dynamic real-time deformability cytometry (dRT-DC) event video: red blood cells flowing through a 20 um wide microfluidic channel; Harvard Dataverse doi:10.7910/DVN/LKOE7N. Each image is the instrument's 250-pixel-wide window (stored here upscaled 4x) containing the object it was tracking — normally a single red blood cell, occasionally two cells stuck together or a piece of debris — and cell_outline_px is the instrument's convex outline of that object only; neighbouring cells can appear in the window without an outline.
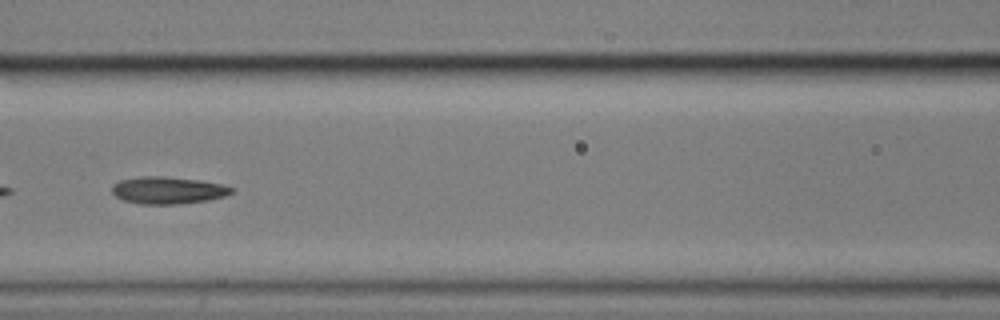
{"species": "common noctule bat (a hibernating species)", "species_latin": "Nyctalus noctula", "temperature_condition": "cold", "stored_images_in_passage": 55, "camera_frame_rate_fps": 3000, "um_per_image_px": 0.085, "animal": {"sex": "male", "body_mass_g": 17.9}, "frame": {"image": 1, "passage_image": 25, "time_ms": 8.0, "image_size_px": [1000, 320], "cell_outline_px": [[236, 188], [232, 192], [224, 196], [208, 200], [180, 204], [140, 204], [124, 200], [116, 196], [112, 192], [112, 184], [120, 180], [140, 176], [164, 176], [200, 180], [224, 184]], "centroid_in_image_um": [14.29, 16.16], "position_along_channel_um": 152.3, "area_um2": 19.07}}
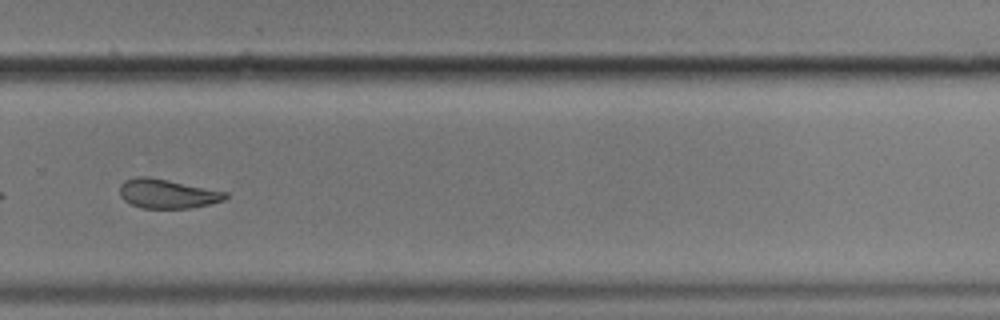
{"frame": {"image": 2, "passage_image": 39, "time_ms": 12.667, "image_size_px": [1000, 320], "cell_outline_px": [[228, 196], [224, 200], [192, 208], [144, 208], [132, 204], [124, 200], [120, 196], [120, 184], [124, 180], [132, 176], [148, 176], [228, 192]], "centroid_in_image_um": [14.2, 16.45], "position_along_channel_um": 315.6, "area_um2": 18.03}}
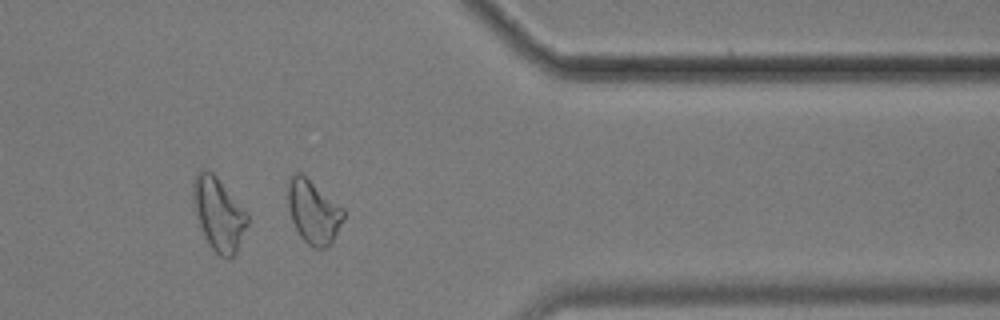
{"frame": {"image": 3, "passage_image": 46, "time_ms": 15.0, "image_size_px": [1000, 320], "cell_outline_px": [[344, 220], [332, 244], [324, 248], [312, 248], [300, 236], [292, 220], [288, 208], [288, 180], [292, 172], [300, 172], [344, 208]], "centroid_in_image_um": [26.65, 18.01], "position_along_channel_um": 384.8, "area_um2": 20.75}, "authors_computed_cell_mechanics": {"area_um2": 20.0566, "velocity_mm_per_s": 3.5109, "shape_relaxation_time_tau1_ms": 6.0049, "shape_relaxation_time_tau2_ms": 4.1387, "deformation_change_tau1": 0.1585, "deformation_change_tau2": 0.1115}}